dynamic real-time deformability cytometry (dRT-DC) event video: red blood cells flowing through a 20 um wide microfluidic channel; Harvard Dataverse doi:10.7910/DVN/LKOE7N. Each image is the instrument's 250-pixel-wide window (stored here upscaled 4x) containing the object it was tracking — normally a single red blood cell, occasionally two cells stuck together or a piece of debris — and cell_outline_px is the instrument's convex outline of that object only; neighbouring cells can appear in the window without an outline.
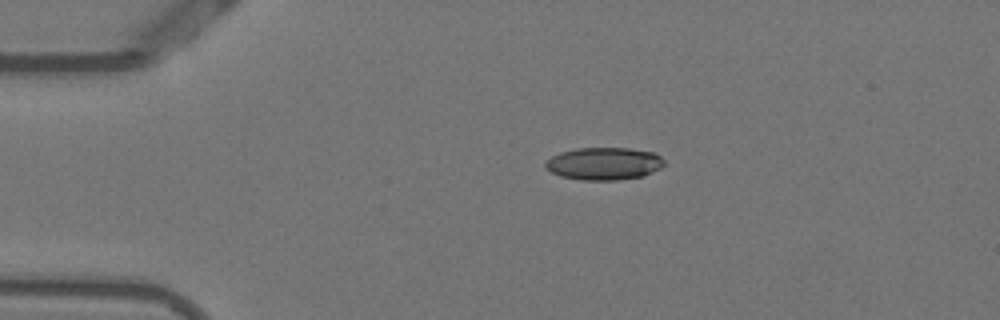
{"species": "Egyptian fruit bat (a non-hibernating species)", "species_latin": "Rousettus aegyptiacus", "temperature_condition": "warm", "stored_images_in_passage": 43, "camera_frame_rate_fps": 3000, "um_per_image_px": 0.085, "animal": {"sex": "female"}, "frame": {"image": 1, "passage_image": 1, "time_ms": 0.0, "image_size_px": [1000, 320], "cell_outline_px": [[664, 164], [660, 168], [644, 176], [616, 180], [580, 180], [560, 176], [552, 172], [544, 164], [552, 156], [560, 152], [576, 148], [628, 148], [656, 152], [664, 160]], "centroid_in_image_um": [51.36, 13.9], "position_along_channel_um": 33.6, "area_um2": 22.54}}
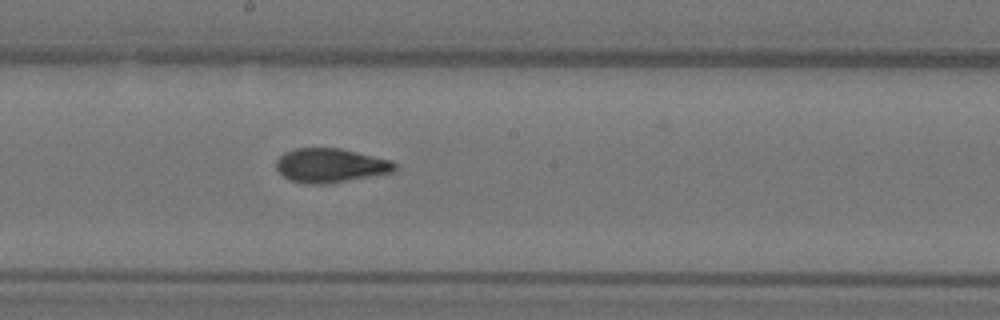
{"frame": {"image": 2, "passage_image": 19, "time_ms": 6.0, "image_size_px": [1000, 320], "cell_outline_px": [[396, 168], [392, 172], [372, 176], [324, 184], [304, 184], [288, 180], [276, 168], [276, 160], [284, 152], [296, 148], [340, 148], [392, 160], [396, 164]], "centroid_in_image_um": [28.07, 14.06], "position_along_channel_um": 220.1, "area_um2": 23.58}}
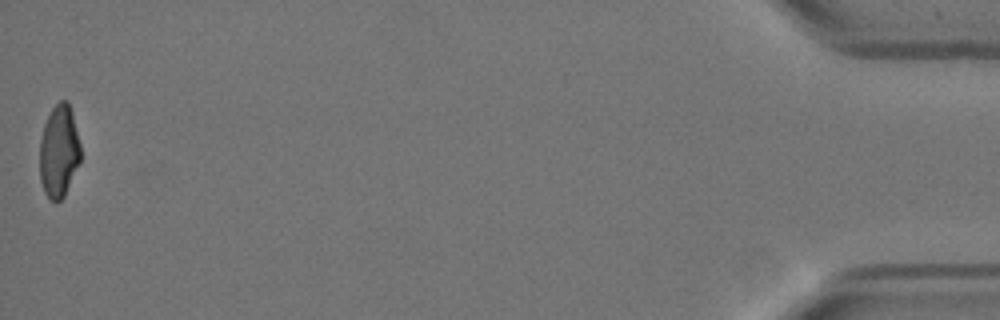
{"frame": {"image": 3, "passage_image": 43, "time_ms": 14.0, "image_size_px": [1000, 320], "cell_outline_px": [[80, 160], [64, 196], [56, 204], [48, 200], [44, 192], [40, 180], [40, 140], [44, 124], [52, 108], [60, 100], [68, 100], [72, 112], [80, 144]], "centroid_in_image_um": [4.99, 12.88], "position_along_channel_um": 430.2, "area_um2": 22.08}, "authors_computed_cell_mechanics": {"area_um2": 23.2356, "velocity_mm_per_s": 3.837, "shape_relaxation_time_tau1_ms": 7.6977, "shape_relaxation_time_tau2_ms": 1.4569, "deformation_change_tau1": 0.2265, "deformation_change_tau2": 0.0761}}